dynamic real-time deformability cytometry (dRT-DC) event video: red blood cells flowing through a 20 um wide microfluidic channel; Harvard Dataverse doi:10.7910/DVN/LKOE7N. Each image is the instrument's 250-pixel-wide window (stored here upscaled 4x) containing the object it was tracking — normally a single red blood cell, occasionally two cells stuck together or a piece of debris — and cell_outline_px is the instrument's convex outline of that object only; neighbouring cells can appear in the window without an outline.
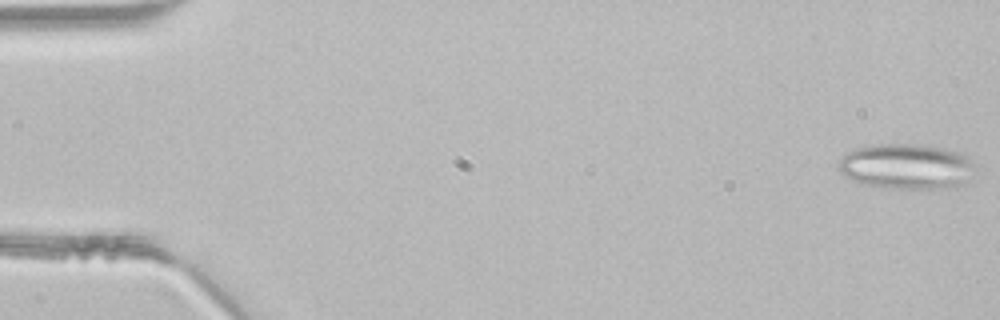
{"species": "common noctule bat (a hibernating species)", "species_latin": "Nyctalus noctula", "temperature_condition": "room temperature", "stored_images_in_passage": 46, "segment_of_instrument_passage": [1, 2], "camera_frame_rate_fps": 3000, "um_per_image_px": 0.085, "animal": {"sex": "male", "body_mass_g": 21.5, "forearm_length_mm": 52.0}, "frame": {"image": 1, "passage_image": 1, "time_ms": 0.0, "image_size_px": [1000, 320], "cell_outline_px": [[976, 164], [972, 184], [956, 188], [888, 188], [864, 184], [852, 180], [844, 176], [836, 168], [840, 160], [848, 152], [856, 148], [876, 144], [912, 144], [940, 148], [964, 152]], "centroid_in_image_um": [77.16, 14.17], "position_along_channel_um": 7.8, "area_um2": 36.93}}